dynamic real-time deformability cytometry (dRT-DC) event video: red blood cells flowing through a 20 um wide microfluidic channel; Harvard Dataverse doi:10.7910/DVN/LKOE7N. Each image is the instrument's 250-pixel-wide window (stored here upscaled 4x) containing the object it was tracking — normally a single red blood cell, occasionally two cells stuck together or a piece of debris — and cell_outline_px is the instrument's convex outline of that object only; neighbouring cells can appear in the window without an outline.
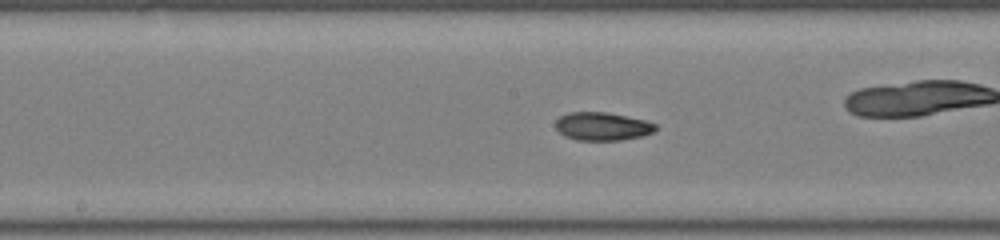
{"species": "common noctule bat (a hibernating species)", "species_latin": "Nyctalus noctula", "temperature_condition": "room temperature", "stored_images_in_passage": 36, "camera_frame_rate_fps": 3000, "um_per_image_px": 0.085, "animal": {"sex": "male", "body_mass_g": 19.0, "forearm_length_mm": 50.8}, "frame": {"image": 1, "passage_image": 11, "time_ms": 3.333, "image_size_px": [1000, 240], "cell_outline_px": [[656, 128], [652, 132], [644, 136], [620, 140], [576, 140], [564, 136], [556, 128], [556, 120], [560, 116], [568, 112], [604, 112], [628, 116], [644, 120], [656, 124]], "centroid_in_image_um": [51.19, 10.74], "position_along_channel_um": 197.0, "area_um2": 16.42}, "authors_computed_cell_mechanics": {"area_um2": 16.5308, "velocity_mm_per_s": 4.0036, "shape_relaxation_time_tau1_ms": null, "shape_relaxation_time_tau2_ms": 2.9109, "deformation_change_tau1": null, "deformation_change_tau2": 0.0623}}